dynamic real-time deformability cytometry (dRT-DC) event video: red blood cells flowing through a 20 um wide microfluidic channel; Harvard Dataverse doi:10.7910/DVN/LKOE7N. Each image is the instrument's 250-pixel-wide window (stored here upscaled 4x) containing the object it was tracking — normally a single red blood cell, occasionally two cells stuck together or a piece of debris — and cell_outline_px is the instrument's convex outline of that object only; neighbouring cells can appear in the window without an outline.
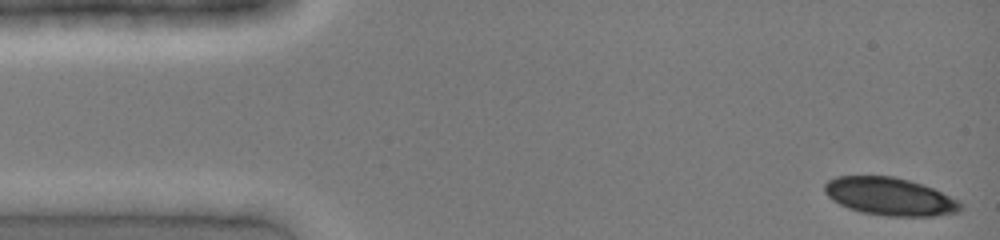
{"species": "common noctule bat (a hibernating species)", "species_latin": "Nyctalus noctula", "temperature_condition": "cold", "stored_images_in_passage": 4, "camera_frame_rate_fps": 3000, "um_per_image_px": 0.085, "animal": {"sex": "female", "body_mass_g": 19.0, "forearm_length_mm": 51.5}, "frame": {"image": 1, "passage_image": 1, "time_ms": 0.0, "image_size_px": [1000, 240], "cell_outline_px": [[964, 208], [960, 212], [936, 216], [888, 216], [860, 212], [848, 208], [832, 200], [824, 192], [824, 184], [828, 180], [836, 176], [892, 176], [908, 180], [932, 188], [960, 200], [964, 204]], "centroid_in_image_um": [75.66, 16.71], "position_along_channel_um": 9.3, "area_um2": 30.17}}